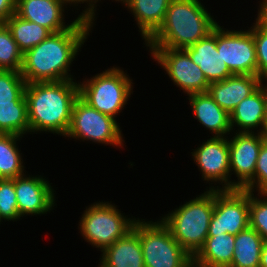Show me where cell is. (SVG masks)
I'll list each match as a JSON object with an SVG mask.
<instances>
[{
	"label": "cell",
	"instance_id": "6da1fadb",
	"mask_svg": "<svg viewBox=\"0 0 267 267\" xmlns=\"http://www.w3.org/2000/svg\"><path fill=\"white\" fill-rule=\"evenodd\" d=\"M92 26V23L77 18L69 29L52 33L26 51L20 71L26 83L73 80L68 74L69 67L84 45Z\"/></svg>",
	"mask_w": 267,
	"mask_h": 267
},
{
	"label": "cell",
	"instance_id": "7a4b0ae2",
	"mask_svg": "<svg viewBox=\"0 0 267 267\" xmlns=\"http://www.w3.org/2000/svg\"><path fill=\"white\" fill-rule=\"evenodd\" d=\"M78 97L79 85L73 80L27 83L25 99L30 132L46 131L65 136Z\"/></svg>",
	"mask_w": 267,
	"mask_h": 267
},
{
	"label": "cell",
	"instance_id": "3957f363",
	"mask_svg": "<svg viewBox=\"0 0 267 267\" xmlns=\"http://www.w3.org/2000/svg\"><path fill=\"white\" fill-rule=\"evenodd\" d=\"M217 24L199 0H171L161 26L145 43L149 48L185 49Z\"/></svg>",
	"mask_w": 267,
	"mask_h": 267
},
{
	"label": "cell",
	"instance_id": "277c9868",
	"mask_svg": "<svg viewBox=\"0 0 267 267\" xmlns=\"http://www.w3.org/2000/svg\"><path fill=\"white\" fill-rule=\"evenodd\" d=\"M214 189L185 202L171 213L162 217V223L169 229L172 237L192 257L204 245L208 237L209 224L214 210Z\"/></svg>",
	"mask_w": 267,
	"mask_h": 267
},
{
	"label": "cell",
	"instance_id": "5b68a950",
	"mask_svg": "<svg viewBox=\"0 0 267 267\" xmlns=\"http://www.w3.org/2000/svg\"><path fill=\"white\" fill-rule=\"evenodd\" d=\"M145 267H193V257L172 237L162 221H135Z\"/></svg>",
	"mask_w": 267,
	"mask_h": 267
},
{
	"label": "cell",
	"instance_id": "8992f818",
	"mask_svg": "<svg viewBox=\"0 0 267 267\" xmlns=\"http://www.w3.org/2000/svg\"><path fill=\"white\" fill-rule=\"evenodd\" d=\"M119 67L95 75L79 85V97L99 112L116 118L132 92V79Z\"/></svg>",
	"mask_w": 267,
	"mask_h": 267
},
{
	"label": "cell",
	"instance_id": "52a82bcc",
	"mask_svg": "<svg viewBox=\"0 0 267 267\" xmlns=\"http://www.w3.org/2000/svg\"><path fill=\"white\" fill-rule=\"evenodd\" d=\"M116 206L108 202L94 203L86 207L80 220V231L91 245L101 252L132 230L136 219L126 218Z\"/></svg>",
	"mask_w": 267,
	"mask_h": 267
},
{
	"label": "cell",
	"instance_id": "ba28073f",
	"mask_svg": "<svg viewBox=\"0 0 267 267\" xmlns=\"http://www.w3.org/2000/svg\"><path fill=\"white\" fill-rule=\"evenodd\" d=\"M122 136L115 118L92 108L80 97L74 101L71 124L65 137L123 146Z\"/></svg>",
	"mask_w": 267,
	"mask_h": 267
},
{
	"label": "cell",
	"instance_id": "9c48e42d",
	"mask_svg": "<svg viewBox=\"0 0 267 267\" xmlns=\"http://www.w3.org/2000/svg\"><path fill=\"white\" fill-rule=\"evenodd\" d=\"M249 227V191L214 189V210L208 236L227 233L236 236Z\"/></svg>",
	"mask_w": 267,
	"mask_h": 267
},
{
	"label": "cell",
	"instance_id": "30bf717a",
	"mask_svg": "<svg viewBox=\"0 0 267 267\" xmlns=\"http://www.w3.org/2000/svg\"><path fill=\"white\" fill-rule=\"evenodd\" d=\"M216 26V48L233 74L257 75L256 47L251 30L229 31Z\"/></svg>",
	"mask_w": 267,
	"mask_h": 267
},
{
	"label": "cell",
	"instance_id": "8fae6325",
	"mask_svg": "<svg viewBox=\"0 0 267 267\" xmlns=\"http://www.w3.org/2000/svg\"><path fill=\"white\" fill-rule=\"evenodd\" d=\"M152 57L160 64L177 87L188 95L207 92L210 85L200 67L184 49L150 48Z\"/></svg>",
	"mask_w": 267,
	"mask_h": 267
},
{
	"label": "cell",
	"instance_id": "7c38bea8",
	"mask_svg": "<svg viewBox=\"0 0 267 267\" xmlns=\"http://www.w3.org/2000/svg\"><path fill=\"white\" fill-rule=\"evenodd\" d=\"M191 153L204 180L221 182L224 186L220 190L235 189V182L229 180L231 172L228 139L211 137Z\"/></svg>",
	"mask_w": 267,
	"mask_h": 267
},
{
	"label": "cell",
	"instance_id": "4fadbf2b",
	"mask_svg": "<svg viewBox=\"0 0 267 267\" xmlns=\"http://www.w3.org/2000/svg\"><path fill=\"white\" fill-rule=\"evenodd\" d=\"M264 139L261 133L237 132L229 140L230 171L238 177L235 189H246L254 181L257 159Z\"/></svg>",
	"mask_w": 267,
	"mask_h": 267
},
{
	"label": "cell",
	"instance_id": "5bb4252c",
	"mask_svg": "<svg viewBox=\"0 0 267 267\" xmlns=\"http://www.w3.org/2000/svg\"><path fill=\"white\" fill-rule=\"evenodd\" d=\"M14 188L20 217L25 214H45L54 207V190L42 176L27 177L24 174L16 177Z\"/></svg>",
	"mask_w": 267,
	"mask_h": 267
},
{
	"label": "cell",
	"instance_id": "9a60e30c",
	"mask_svg": "<svg viewBox=\"0 0 267 267\" xmlns=\"http://www.w3.org/2000/svg\"><path fill=\"white\" fill-rule=\"evenodd\" d=\"M64 3L61 0H16L15 14L24 20L35 22L49 29L52 33L69 29L64 25Z\"/></svg>",
	"mask_w": 267,
	"mask_h": 267
},
{
	"label": "cell",
	"instance_id": "2e32d148",
	"mask_svg": "<svg viewBox=\"0 0 267 267\" xmlns=\"http://www.w3.org/2000/svg\"><path fill=\"white\" fill-rule=\"evenodd\" d=\"M262 82L257 75L234 74L225 80L210 83L207 92L217 105L231 114Z\"/></svg>",
	"mask_w": 267,
	"mask_h": 267
},
{
	"label": "cell",
	"instance_id": "e0dca14e",
	"mask_svg": "<svg viewBox=\"0 0 267 267\" xmlns=\"http://www.w3.org/2000/svg\"><path fill=\"white\" fill-rule=\"evenodd\" d=\"M200 67L208 83L219 82L234 74L223 61L216 48V27L206 37L184 49Z\"/></svg>",
	"mask_w": 267,
	"mask_h": 267
},
{
	"label": "cell",
	"instance_id": "ac0fdd59",
	"mask_svg": "<svg viewBox=\"0 0 267 267\" xmlns=\"http://www.w3.org/2000/svg\"><path fill=\"white\" fill-rule=\"evenodd\" d=\"M267 85V84H266ZM267 114V86L262 84L238 104L230 114L231 128L239 127V132L252 133L259 128L262 132ZM235 123V124H234Z\"/></svg>",
	"mask_w": 267,
	"mask_h": 267
},
{
	"label": "cell",
	"instance_id": "d6986e66",
	"mask_svg": "<svg viewBox=\"0 0 267 267\" xmlns=\"http://www.w3.org/2000/svg\"><path fill=\"white\" fill-rule=\"evenodd\" d=\"M99 267H145L139 235L132 229L102 251Z\"/></svg>",
	"mask_w": 267,
	"mask_h": 267
},
{
	"label": "cell",
	"instance_id": "ffe728a7",
	"mask_svg": "<svg viewBox=\"0 0 267 267\" xmlns=\"http://www.w3.org/2000/svg\"><path fill=\"white\" fill-rule=\"evenodd\" d=\"M189 102L195 118L200 124L215 133V137H224L232 131L230 114L216 104L208 92L189 95Z\"/></svg>",
	"mask_w": 267,
	"mask_h": 267
},
{
	"label": "cell",
	"instance_id": "44dd1931",
	"mask_svg": "<svg viewBox=\"0 0 267 267\" xmlns=\"http://www.w3.org/2000/svg\"><path fill=\"white\" fill-rule=\"evenodd\" d=\"M235 236L227 233L208 236L204 245L193 256V267H230Z\"/></svg>",
	"mask_w": 267,
	"mask_h": 267
},
{
	"label": "cell",
	"instance_id": "7402d4cb",
	"mask_svg": "<svg viewBox=\"0 0 267 267\" xmlns=\"http://www.w3.org/2000/svg\"><path fill=\"white\" fill-rule=\"evenodd\" d=\"M171 0H126L145 42L159 29Z\"/></svg>",
	"mask_w": 267,
	"mask_h": 267
},
{
	"label": "cell",
	"instance_id": "603a6c76",
	"mask_svg": "<svg viewBox=\"0 0 267 267\" xmlns=\"http://www.w3.org/2000/svg\"><path fill=\"white\" fill-rule=\"evenodd\" d=\"M263 238L250 226L235 236L230 267H259Z\"/></svg>",
	"mask_w": 267,
	"mask_h": 267
},
{
	"label": "cell",
	"instance_id": "cb8c5ba5",
	"mask_svg": "<svg viewBox=\"0 0 267 267\" xmlns=\"http://www.w3.org/2000/svg\"><path fill=\"white\" fill-rule=\"evenodd\" d=\"M5 24L10 29L13 39L23 54L52 34L49 29L35 22L24 20L15 13Z\"/></svg>",
	"mask_w": 267,
	"mask_h": 267
},
{
	"label": "cell",
	"instance_id": "d4e9b609",
	"mask_svg": "<svg viewBox=\"0 0 267 267\" xmlns=\"http://www.w3.org/2000/svg\"><path fill=\"white\" fill-rule=\"evenodd\" d=\"M22 136L0 133V179L24 175V166L16 142Z\"/></svg>",
	"mask_w": 267,
	"mask_h": 267
},
{
	"label": "cell",
	"instance_id": "484cf974",
	"mask_svg": "<svg viewBox=\"0 0 267 267\" xmlns=\"http://www.w3.org/2000/svg\"><path fill=\"white\" fill-rule=\"evenodd\" d=\"M30 132L27 103H0V133L23 136Z\"/></svg>",
	"mask_w": 267,
	"mask_h": 267
},
{
	"label": "cell",
	"instance_id": "4316f807",
	"mask_svg": "<svg viewBox=\"0 0 267 267\" xmlns=\"http://www.w3.org/2000/svg\"><path fill=\"white\" fill-rule=\"evenodd\" d=\"M23 63V53L13 39L10 29L5 23H0V70L20 72Z\"/></svg>",
	"mask_w": 267,
	"mask_h": 267
},
{
	"label": "cell",
	"instance_id": "83f0119b",
	"mask_svg": "<svg viewBox=\"0 0 267 267\" xmlns=\"http://www.w3.org/2000/svg\"><path fill=\"white\" fill-rule=\"evenodd\" d=\"M26 84L20 72L0 70V103H27Z\"/></svg>",
	"mask_w": 267,
	"mask_h": 267
},
{
	"label": "cell",
	"instance_id": "f1b7e54d",
	"mask_svg": "<svg viewBox=\"0 0 267 267\" xmlns=\"http://www.w3.org/2000/svg\"><path fill=\"white\" fill-rule=\"evenodd\" d=\"M261 198H255L253 192H249V226L267 241V193L260 194Z\"/></svg>",
	"mask_w": 267,
	"mask_h": 267
},
{
	"label": "cell",
	"instance_id": "f546056e",
	"mask_svg": "<svg viewBox=\"0 0 267 267\" xmlns=\"http://www.w3.org/2000/svg\"><path fill=\"white\" fill-rule=\"evenodd\" d=\"M20 219L13 179H0V221Z\"/></svg>",
	"mask_w": 267,
	"mask_h": 267
},
{
	"label": "cell",
	"instance_id": "4dcf8cb0",
	"mask_svg": "<svg viewBox=\"0 0 267 267\" xmlns=\"http://www.w3.org/2000/svg\"><path fill=\"white\" fill-rule=\"evenodd\" d=\"M254 24L250 29L256 47L257 76L264 81L267 80V27L257 19Z\"/></svg>",
	"mask_w": 267,
	"mask_h": 267
},
{
	"label": "cell",
	"instance_id": "1f68e13d",
	"mask_svg": "<svg viewBox=\"0 0 267 267\" xmlns=\"http://www.w3.org/2000/svg\"><path fill=\"white\" fill-rule=\"evenodd\" d=\"M255 189L256 191L258 190V196L259 194L267 193V142L265 141L261 145L257 159L254 181L245 190L254 192Z\"/></svg>",
	"mask_w": 267,
	"mask_h": 267
},
{
	"label": "cell",
	"instance_id": "d6a6232c",
	"mask_svg": "<svg viewBox=\"0 0 267 267\" xmlns=\"http://www.w3.org/2000/svg\"><path fill=\"white\" fill-rule=\"evenodd\" d=\"M64 4L67 5V3L75 5V4H81L84 3V2H89L87 4H89L88 8L85 9V11H83V13H81L78 18L81 19V20H85V21H88L90 23L93 24V20L95 18V11H96V8H95V5L94 3L98 2V0H61ZM95 8V10H94Z\"/></svg>",
	"mask_w": 267,
	"mask_h": 267
},
{
	"label": "cell",
	"instance_id": "836d02e7",
	"mask_svg": "<svg viewBox=\"0 0 267 267\" xmlns=\"http://www.w3.org/2000/svg\"><path fill=\"white\" fill-rule=\"evenodd\" d=\"M16 0H0V23H5L14 13Z\"/></svg>",
	"mask_w": 267,
	"mask_h": 267
},
{
	"label": "cell",
	"instance_id": "e575fe53",
	"mask_svg": "<svg viewBox=\"0 0 267 267\" xmlns=\"http://www.w3.org/2000/svg\"><path fill=\"white\" fill-rule=\"evenodd\" d=\"M258 10L257 20L267 27V0H263Z\"/></svg>",
	"mask_w": 267,
	"mask_h": 267
},
{
	"label": "cell",
	"instance_id": "d590c367",
	"mask_svg": "<svg viewBox=\"0 0 267 267\" xmlns=\"http://www.w3.org/2000/svg\"><path fill=\"white\" fill-rule=\"evenodd\" d=\"M259 267H267V241H264Z\"/></svg>",
	"mask_w": 267,
	"mask_h": 267
},
{
	"label": "cell",
	"instance_id": "8d00e7d4",
	"mask_svg": "<svg viewBox=\"0 0 267 267\" xmlns=\"http://www.w3.org/2000/svg\"><path fill=\"white\" fill-rule=\"evenodd\" d=\"M261 135H262L264 141L267 142V114H266L265 123H264L263 130L261 132Z\"/></svg>",
	"mask_w": 267,
	"mask_h": 267
}]
</instances>
